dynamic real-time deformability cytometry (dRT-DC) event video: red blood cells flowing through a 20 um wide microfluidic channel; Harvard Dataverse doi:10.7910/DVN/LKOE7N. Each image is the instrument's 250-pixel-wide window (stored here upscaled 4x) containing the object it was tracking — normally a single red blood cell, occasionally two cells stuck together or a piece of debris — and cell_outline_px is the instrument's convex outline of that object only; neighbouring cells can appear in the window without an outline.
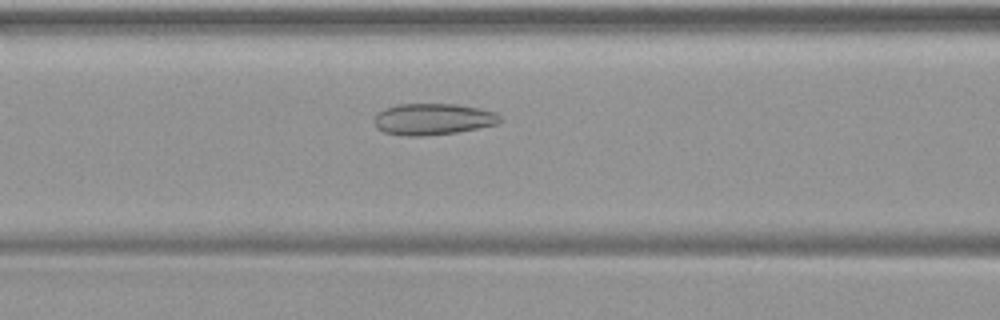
{"species": "common noctule bat (a hibernating species)", "species_latin": "Nyctalus noctula", "temperature_condition": "warm", "stored_images_in_passage": 36, "camera_frame_rate_fps": 3000, "um_per_image_px": 0.085, "animal": {"sex": "female", "body_mass_g": 19.9}, "frame": {"image": 1, "passage_image": 7, "time_ms": 2.0, "image_size_px": [1000, 320], "cell_outline_px": [[500, 124], [456, 132], [424, 136], [408, 136], [384, 132], [376, 128], [372, 120], [384, 108], [396, 104], [456, 104], [480, 108], [496, 112], [500, 116]], "centroid_in_image_um": [36.8, 10.12], "position_along_channel_um": 129.8, "area_um2": 23.18}}
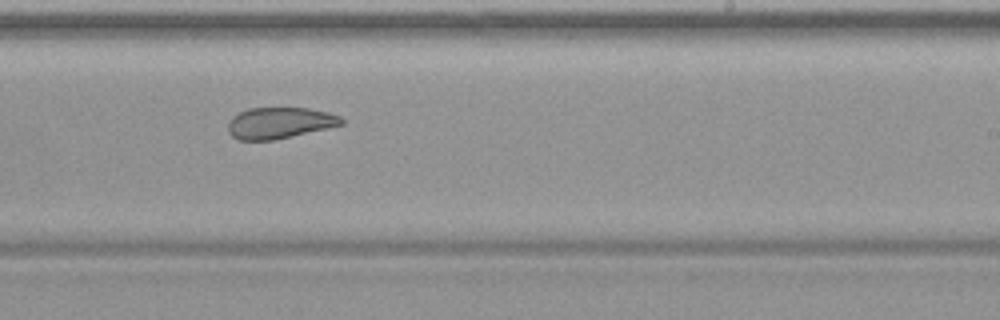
{"frame": {"image": 2, "passage_image": 17, "time_ms": 5.333, "image_size_px": [1000, 320], "cell_outline_px": [[344, 124], [276, 140], [240, 140], [232, 136], [228, 132], [228, 124], [232, 116], [248, 108], [308, 108], [328, 112], [340, 116], [344, 120]], "centroid_in_image_um": [23.76, 10.45], "position_along_channel_um": 265.2, "area_um2": 20.69}}
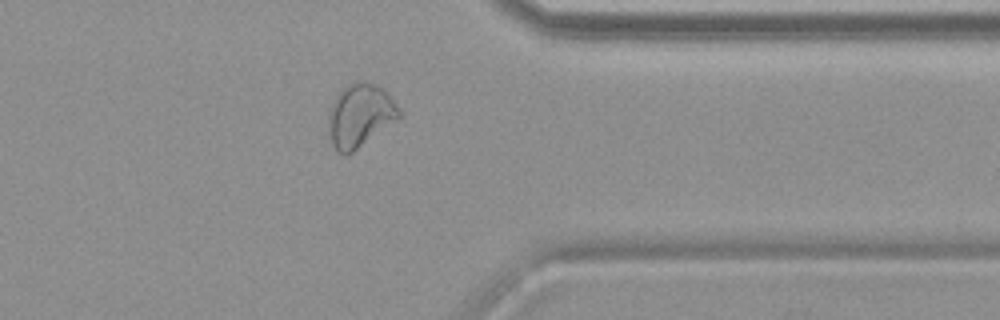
{"frame": {"image": 3, "passage_image": 26, "time_ms": 8.333, "image_size_px": [1000, 320], "cell_outline_px": [[400, 116], [396, 120], [352, 152], [344, 156], [336, 152], [328, 136], [328, 116], [332, 100], [348, 84], [356, 80], [364, 80], [376, 84], [384, 88], [388, 92], [400, 112]], "centroid_in_image_um": [30.56, 9.8], "position_along_channel_um": 380.8, "area_um2": 26.13}}